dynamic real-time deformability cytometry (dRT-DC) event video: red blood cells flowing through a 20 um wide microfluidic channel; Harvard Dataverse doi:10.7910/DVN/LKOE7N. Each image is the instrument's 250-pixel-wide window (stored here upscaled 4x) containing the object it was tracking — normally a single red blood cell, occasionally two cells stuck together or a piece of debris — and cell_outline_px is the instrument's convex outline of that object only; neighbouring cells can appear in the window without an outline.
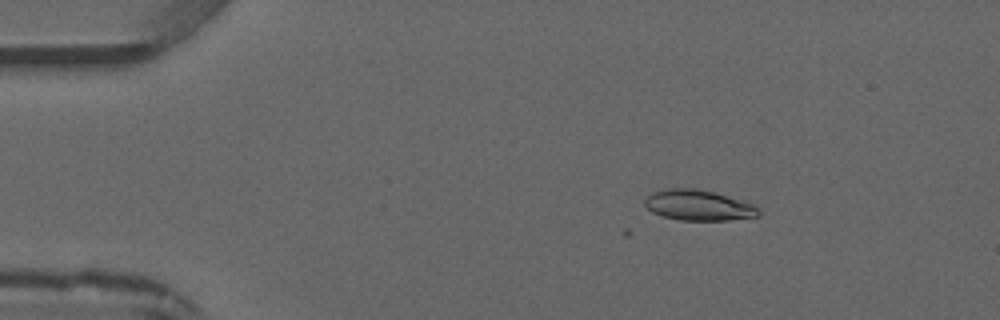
{"species": "common noctule bat (a hibernating species)", "species_latin": "Nyctalus noctula", "temperature_condition": "warm", "stored_images_in_passage": 7, "camera_frame_rate_fps": 3000, "um_per_image_px": 0.085, "animal": {"sex": "male", "forearm_length_mm": 52.5}, "frame": {"image": 1, "passage_image": 3, "time_ms": 2.333, "image_size_px": [1000, 320], "cell_outline_px": [[760, 216], [728, 220], [680, 220], [664, 216], [652, 212], [644, 204], [644, 200], [652, 192], [668, 188], [692, 188], [712, 192], [744, 200], [760, 208]], "centroid_in_image_um": [59.4, 17.45], "position_along_channel_um": 25.6, "area_um2": 20.23}}
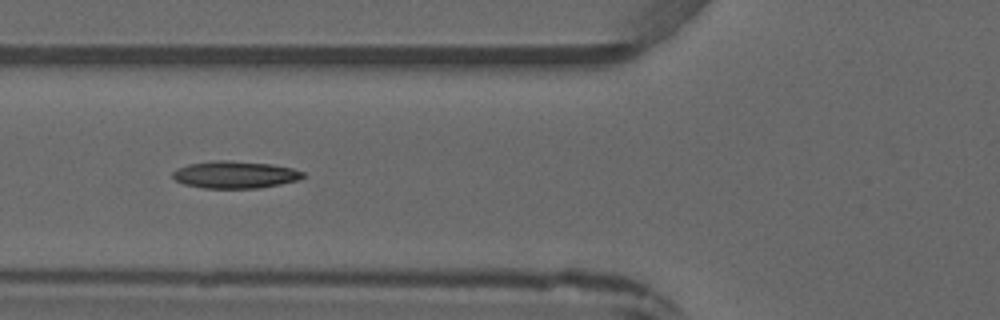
{"frame": {"image": 2, "passage_image": 6, "time_ms": 5.667, "image_size_px": [1000, 320], "cell_outline_px": [[304, 176], [300, 180], [260, 188], [204, 188], [184, 184], [176, 180], [172, 176], [172, 172], [176, 168], [188, 164], [212, 160], [228, 160], [272, 164], [292, 168], [304, 172]], "centroid_in_image_um": [19.97, 14.84], "position_along_channel_um": 105.8, "area_um2": 20.81}}
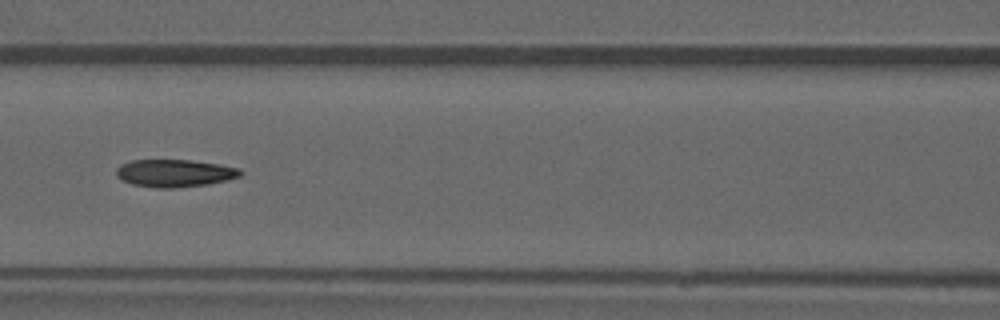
{"frame": {"image": 3, "passage_image": 7, "time_ms": 6.667, "image_size_px": [1000, 320], "cell_outline_px": [[244, 172], [240, 176], [208, 184], [172, 188], [156, 188], [132, 184], [116, 176], [116, 168], [120, 164], [132, 160], [192, 160], [220, 164], [240, 168]], "centroid_in_image_um": [14.84, 14.71], "position_along_channel_um": 151.8, "area_um2": 19.94}}